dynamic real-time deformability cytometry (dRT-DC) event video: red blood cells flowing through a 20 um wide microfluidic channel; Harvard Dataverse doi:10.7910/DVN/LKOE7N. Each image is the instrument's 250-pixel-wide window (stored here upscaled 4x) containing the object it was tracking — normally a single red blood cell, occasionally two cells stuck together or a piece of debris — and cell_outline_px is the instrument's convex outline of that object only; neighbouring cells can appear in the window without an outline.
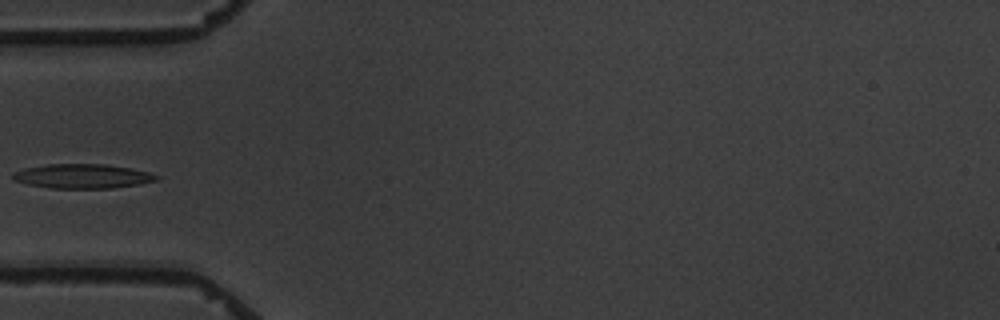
{"species": "common noctule bat (a hibernating species)", "species_latin": "Nyctalus noctula", "temperature_condition": "warm", "stored_images_in_passage": 5, "camera_frame_rate_fps": 3000, "um_per_image_px": 0.085, "animal": {"sex": "male", "body_mass_g": 19.5, "forearm_length_mm": 54.6}, "frame": {"image": 1, "passage_image": 5, "time_ms": 4.667, "image_size_px": [1000, 320], "cell_outline_px": [[160, 176], [156, 180], [140, 184], [112, 188], [52, 188], [28, 184], [16, 180], [12, 176], [12, 172], [24, 168], [48, 164], [108, 164], [148, 172]], "centroid_in_image_um": [7.01, 14.97], "position_along_channel_um": 78.0, "area_um2": 20.23}}